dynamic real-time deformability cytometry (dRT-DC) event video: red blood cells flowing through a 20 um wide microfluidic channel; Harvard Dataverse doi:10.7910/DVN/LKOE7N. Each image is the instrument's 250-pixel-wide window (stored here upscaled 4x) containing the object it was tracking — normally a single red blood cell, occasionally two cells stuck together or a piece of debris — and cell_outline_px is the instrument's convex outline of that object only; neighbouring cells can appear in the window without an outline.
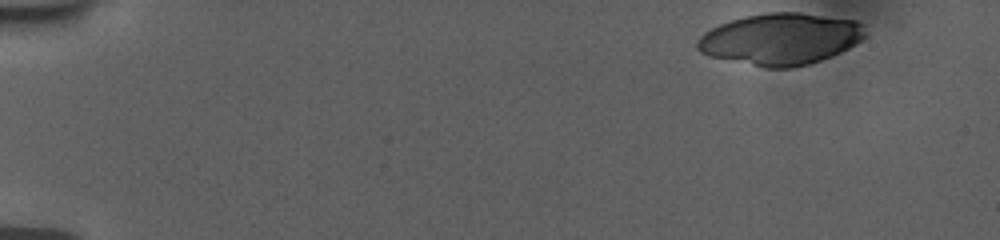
{"species": "human", "species_latin": "Homo sapiens", "temperature_condition": "room temperature", "stored_images_in_passage": 51, "segment_of_instrument_passage": [1, 2], "camera_frame_rate_fps": 3000, "um_per_image_px": 0.085, "donor": {"sex": "female"}, "frame": {"image": 1, "passage_image": 1, "time_ms": 0.0, "image_size_px": [1000, 240], "cell_outline_px": [[868, 36], [856, 44], [832, 56], [808, 64], [792, 68], [764, 68], [708, 56], [700, 52], [696, 48], [696, 40], [704, 32], [720, 24], [744, 16], [768, 12], [800, 12], [856, 20], [864, 24]], "centroid_in_image_um": [66.37, 3.31], "position_along_channel_um": 18.6, "area_um2": 50.98}}
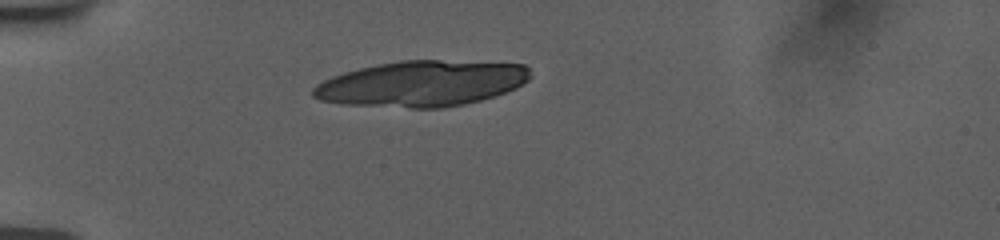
{"frame": {"image": 2, "passage_image": 12, "time_ms": 3.667, "image_size_px": [1000, 240], "cell_outline_px": [[532, 76], [528, 80], [516, 88], [480, 100], [464, 104], [444, 108], [408, 108], [340, 104], [320, 100], [312, 96], [312, 88], [316, 84], [332, 76], [344, 72], [376, 64], [400, 60], [440, 60], [524, 64], [528, 68]], "centroid_in_image_um": [35.82, 7.11], "position_along_channel_um": 49.2, "area_um2": 58.09}}